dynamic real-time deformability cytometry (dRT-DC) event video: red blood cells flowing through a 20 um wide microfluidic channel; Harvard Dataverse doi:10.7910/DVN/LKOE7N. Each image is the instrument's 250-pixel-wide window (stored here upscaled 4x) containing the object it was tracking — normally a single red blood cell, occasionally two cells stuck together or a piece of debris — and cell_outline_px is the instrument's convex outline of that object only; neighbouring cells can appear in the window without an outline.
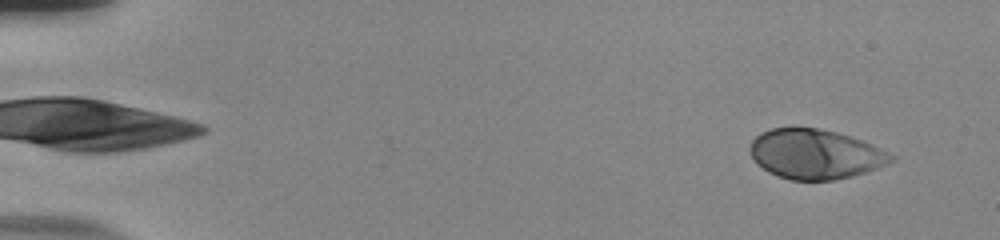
{"species": "human", "species_latin": "Homo sapiens", "temperature_condition": "room temperature", "stored_images_in_passage": 54, "camera_frame_rate_fps": 3000, "um_per_image_px": 0.085, "donor": {"sex": "male"}, "frame": {"image": 1, "passage_image": 4, "time_ms": 1.0, "image_size_px": [1000, 240], "cell_outline_px": [[896, 156], [892, 160], [876, 168], [852, 176], [832, 180], [792, 180], [776, 176], [768, 172], [756, 164], [748, 152], [748, 148], [752, 140], [760, 132], [772, 128], [820, 128], [852, 136]], "centroid_in_image_um": [69.21, 13.1], "position_along_channel_um": 15.8, "area_um2": 40.81}}
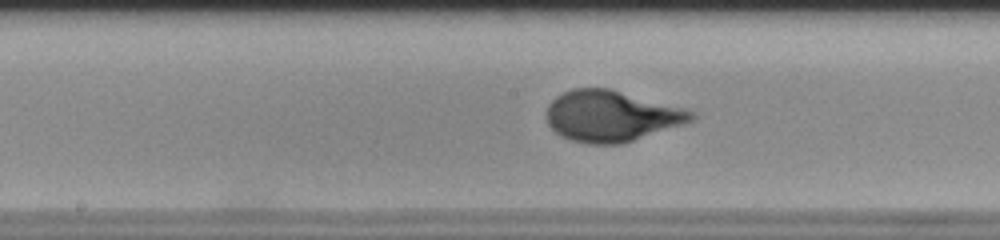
{"frame": {"image": 2, "passage_image": 29, "time_ms": 9.333, "image_size_px": [1000, 240], "cell_outline_px": [[696, 116], [692, 120], [684, 124], [620, 144], [588, 144], [572, 140], [560, 136], [548, 124], [548, 104], [556, 96], [572, 88], [608, 88], [684, 108], [696, 112]], "centroid_in_image_um": [51.96, 9.86], "position_along_channel_um": 196.2, "area_um2": 42.71}}
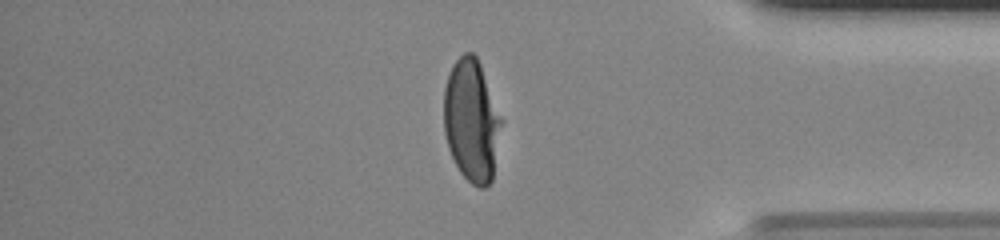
{"frame": {"image": 3, "passage_image": 46, "time_ms": 15.0, "image_size_px": [1000, 240], "cell_outline_px": [[504, 120], [492, 180], [484, 188], [480, 188], [472, 184], [460, 172], [448, 148], [444, 132], [444, 88], [452, 64], [464, 52], [472, 52], [476, 56], [480, 64]], "centroid_in_image_um": [40.11, 10.25], "position_along_channel_um": 395.1, "area_um2": 41.5}, "authors_computed_cell_mechanics": {"area_um2": 41.327, "velocity_mm_per_s": 3.8302, "shape_relaxation_time_tau1_ms": 3.3563, "shape_relaxation_time_tau2_ms": null, "deformation_change_tau1": 0.2069, "deformation_change_tau2": null}}